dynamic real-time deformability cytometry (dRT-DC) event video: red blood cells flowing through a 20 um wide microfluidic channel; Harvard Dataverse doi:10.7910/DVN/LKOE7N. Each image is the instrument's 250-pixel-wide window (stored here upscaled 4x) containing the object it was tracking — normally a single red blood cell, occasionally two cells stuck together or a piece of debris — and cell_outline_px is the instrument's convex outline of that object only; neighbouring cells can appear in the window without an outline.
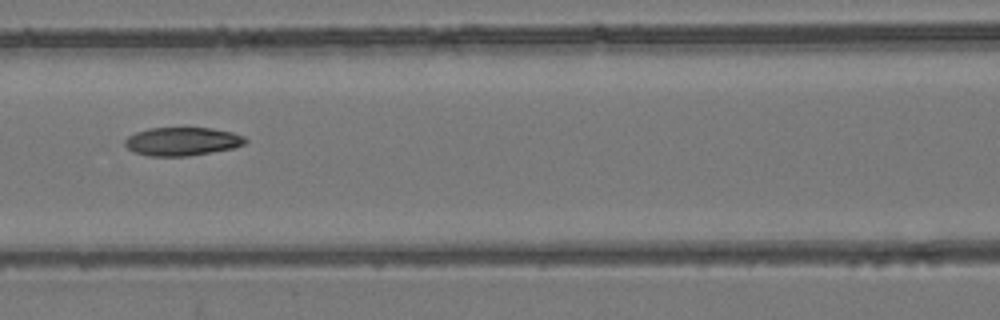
{"species": "common noctule bat (a hibernating species)", "species_latin": "Nyctalus noctula", "temperature_condition": "room temperature", "stored_images_in_passage": 7, "camera_frame_rate_fps": 3000, "um_per_image_px": 0.085, "animal": {"sex": "female", "body_mass_g": 24.6, "forearm_length_mm": 56.2}, "frame": {"image": 1, "passage_image": 7, "time_ms": 8.0, "image_size_px": [1000, 320], "cell_outline_px": [[248, 140], [244, 144], [232, 148], [188, 156], [148, 156], [132, 152], [124, 144], [124, 140], [128, 136], [136, 132], [148, 128], [212, 128], [232, 132], [244, 136]], "centroid_in_image_um": [15.46, 12.02], "position_along_channel_um": 151.1, "area_um2": 19.94}}